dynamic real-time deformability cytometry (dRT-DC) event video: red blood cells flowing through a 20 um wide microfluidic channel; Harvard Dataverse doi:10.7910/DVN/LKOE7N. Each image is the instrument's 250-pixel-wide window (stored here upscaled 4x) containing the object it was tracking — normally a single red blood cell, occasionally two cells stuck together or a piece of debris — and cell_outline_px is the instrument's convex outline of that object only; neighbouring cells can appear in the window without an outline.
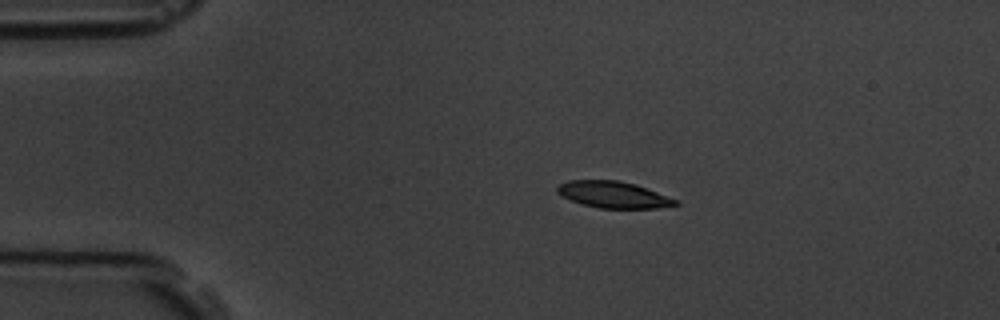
{"species": "common noctule bat (a hibernating species)", "species_latin": "Nyctalus noctula", "temperature_condition": "room temperature", "stored_images_in_passage": 9, "camera_frame_rate_fps": 3000, "um_per_image_px": 0.085, "animal": {"sex": "male", "body_mass_g": 19.5, "forearm_length_mm": 54.6}, "frame": {"image": 1, "passage_image": 3, "time_ms": 2.333, "image_size_px": [1000, 320], "cell_outline_px": [[680, 204], [656, 208], [600, 208], [584, 204], [560, 196], [556, 192], [556, 188], [560, 184], [568, 180], [620, 180], [636, 184], [676, 200]], "centroid_in_image_um": [52.09, 16.53], "position_along_channel_um": 32.9, "area_um2": 18.09}}
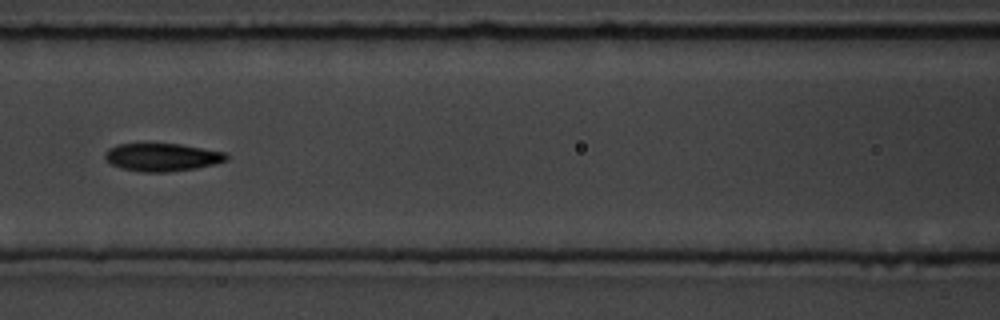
{"frame": {"image": 2, "passage_image": 7, "time_ms": 7.0, "image_size_px": [1000, 320], "cell_outline_px": [[228, 160], [216, 164], [196, 168], [168, 172], [144, 172], [120, 168], [112, 164], [104, 156], [104, 152], [108, 148], [116, 144], [180, 144], [228, 152]], "centroid_in_image_um": [13.82, 13.36], "position_along_channel_um": 152.8, "area_um2": 19.88}}
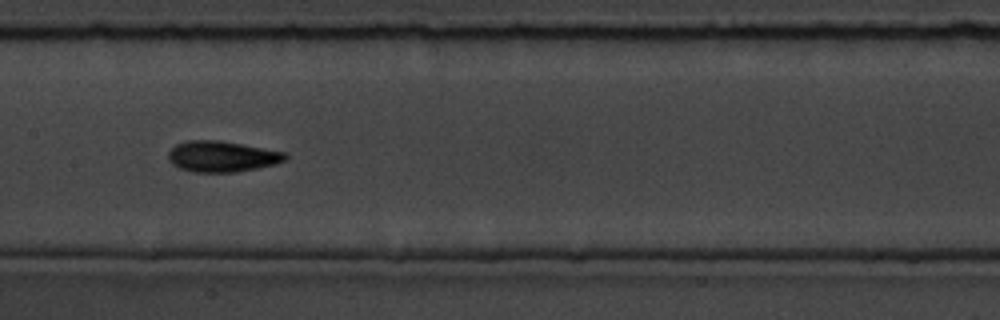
{"frame": {"image": 3, "passage_image": 8, "time_ms": 8.0, "image_size_px": [1000, 320], "cell_outline_px": [[288, 160], [276, 164], [236, 172], [192, 172], [180, 168], [172, 164], [168, 160], [168, 152], [176, 144], [188, 140], [220, 140], [288, 152]], "centroid_in_image_um": [18.9, 13.29], "position_along_channel_um": 188.5, "area_um2": 21.33}}